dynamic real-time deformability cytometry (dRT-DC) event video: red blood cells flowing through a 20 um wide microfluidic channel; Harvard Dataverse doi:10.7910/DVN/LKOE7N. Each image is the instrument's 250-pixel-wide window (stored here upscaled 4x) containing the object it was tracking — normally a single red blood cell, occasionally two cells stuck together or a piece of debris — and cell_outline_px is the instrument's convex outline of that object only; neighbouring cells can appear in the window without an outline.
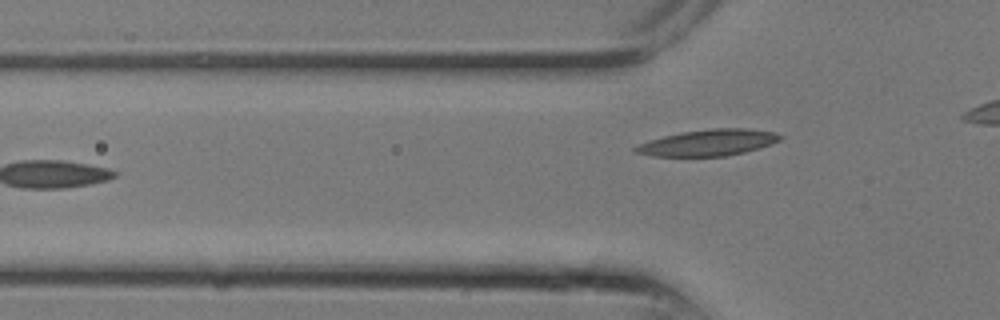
{"species": "common noctule bat (a hibernating species)", "species_latin": "Nyctalus noctula", "temperature_condition": "room temperature", "stored_images_in_passage": 10, "camera_frame_rate_fps": 3000, "um_per_image_px": 0.085, "animal": {"sex": "male", "body_mass_g": 13.3}, "frame": {"image": 1, "passage_image": 10, "time_ms": 3.0, "image_size_px": [1000, 320], "cell_outline_px": [[784, 136], [780, 140], [772, 144], [760, 148], [728, 156], [652, 156], [632, 152], [632, 148], [640, 144], [664, 136], [680, 132], [712, 128], [744, 128], [772, 132]], "centroid_in_image_um": [60.21, 12.13], "position_along_channel_um": 65.6, "area_um2": 22.14}}